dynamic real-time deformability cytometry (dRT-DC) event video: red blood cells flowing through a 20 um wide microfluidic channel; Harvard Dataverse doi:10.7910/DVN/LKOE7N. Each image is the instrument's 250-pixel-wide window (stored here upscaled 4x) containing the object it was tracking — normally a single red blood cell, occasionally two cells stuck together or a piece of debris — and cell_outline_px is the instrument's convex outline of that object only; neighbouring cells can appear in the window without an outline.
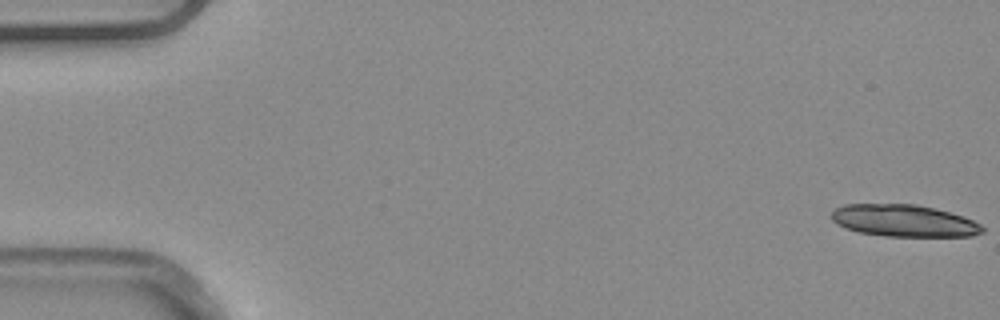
{"species": "common noctule bat (a hibernating species)", "species_latin": "Nyctalus noctula", "temperature_condition": "warm", "stored_images_in_passage": 16, "camera_frame_rate_fps": 3000, "um_per_image_px": 0.085, "animal": {"sex": "male", "body_mass_g": 20.4}, "frame": {"image": 1, "passage_image": 1, "time_ms": 0.0, "image_size_px": [1000, 320], "cell_outline_px": [[984, 232], [972, 236], [884, 236], [860, 232], [836, 224], [832, 220], [832, 212], [836, 208], [844, 204], [916, 204], [964, 216], [980, 224], [984, 228]], "centroid_in_image_um": [76.84, 18.76], "position_along_channel_um": 8.2, "area_um2": 27.98}}